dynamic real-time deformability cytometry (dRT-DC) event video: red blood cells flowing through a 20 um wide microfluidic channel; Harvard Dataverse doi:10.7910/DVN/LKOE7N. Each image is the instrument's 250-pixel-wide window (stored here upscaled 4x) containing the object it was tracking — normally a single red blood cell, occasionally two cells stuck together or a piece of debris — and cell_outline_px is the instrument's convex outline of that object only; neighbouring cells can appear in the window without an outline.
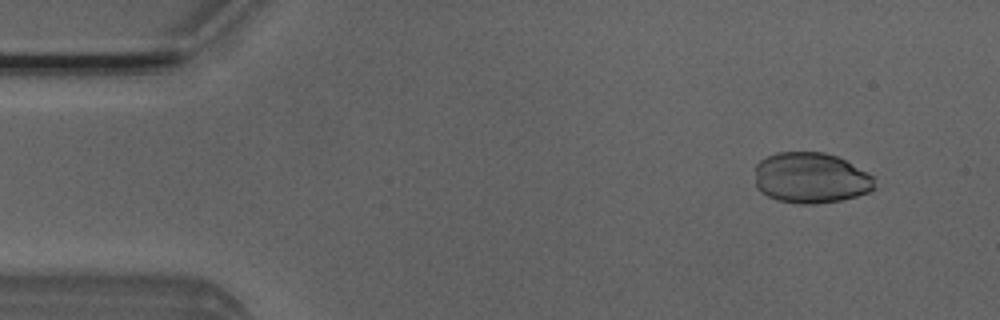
{"species": "Egyptian fruit bat (a non-hibernating species)", "species_latin": "Rousettus aegyptiacus", "temperature_condition": "room temperature", "stored_images_in_passage": 44, "camera_frame_rate_fps": 3000, "um_per_image_px": 0.085, "animal": {"sex": "male"}, "frame": {"image": 1, "passage_image": 4, "time_ms": 1.0, "image_size_px": [1000, 320], "cell_outline_px": [[876, 188], [868, 192], [856, 196], [840, 200], [816, 204], [804, 204], [780, 200], [768, 196], [760, 192], [756, 188], [756, 164], [760, 160], [776, 152], [824, 152], [836, 156], [844, 160], [872, 176]], "centroid_in_image_um": [68.89, 15.12], "position_along_channel_um": 16.1, "area_um2": 35.14}}